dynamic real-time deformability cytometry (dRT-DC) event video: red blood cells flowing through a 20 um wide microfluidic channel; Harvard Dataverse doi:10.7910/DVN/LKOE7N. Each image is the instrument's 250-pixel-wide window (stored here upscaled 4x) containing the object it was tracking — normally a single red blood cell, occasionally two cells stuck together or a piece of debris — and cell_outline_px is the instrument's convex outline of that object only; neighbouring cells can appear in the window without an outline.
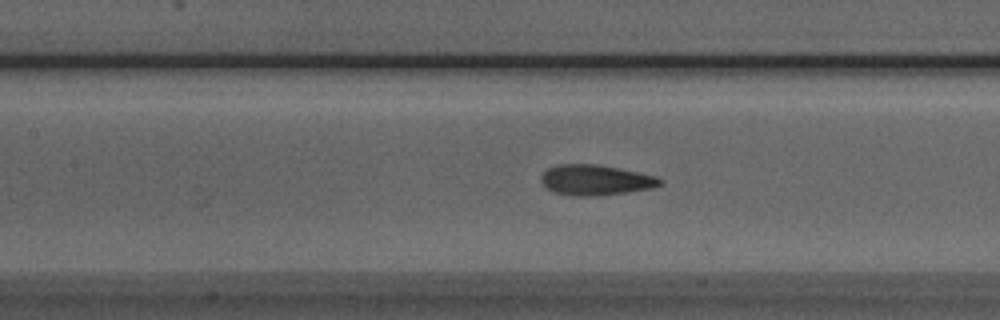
{"species": "Egyptian fruit bat (a non-hibernating species)", "species_latin": "Rousettus aegyptiacus", "temperature_condition": "room temperature", "stored_images_in_passage": 38, "camera_frame_rate_fps": 3000, "um_per_image_px": 0.085, "animal": {"sex": "male"}, "frame": {"image": 1, "passage_image": 9, "time_ms": 2.667, "image_size_px": [1000, 320], "cell_outline_px": [[664, 184], [652, 188], [596, 196], [576, 196], [556, 192], [548, 188], [540, 180], [540, 176], [548, 168], [556, 164], [596, 164], [656, 176], [664, 180]], "centroid_in_image_um": [50.63, 15.3], "position_along_channel_um": 156.8, "area_um2": 20.87}}
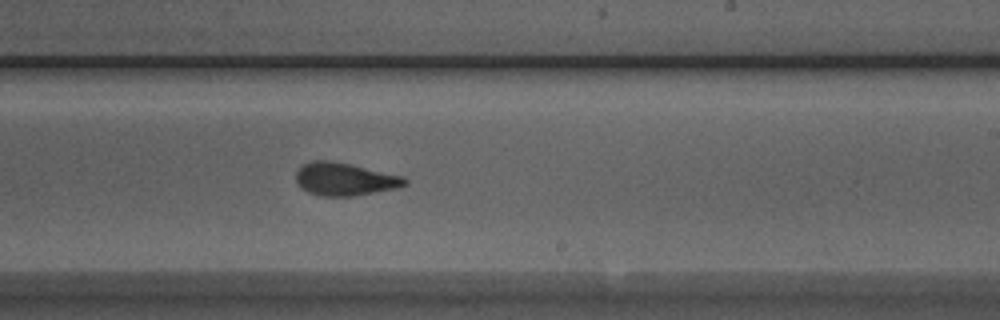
{"frame": {"image": 2, "passage_image": 17, "time_ms": 5.333, "image_size_px": [1000, 320], "cell_outline_px": [[408, 184], [400, 188], [356, 196], [320, 196], [308, 192], [296, 180], [296, 172], [304, 164], [312, 160], [332, 160], [352, 164], [404, 176], [408, 180]], "centroid_in_image_um": [29.38, 15.23], "position_along_channel_um": 259.6, "area_um2": 21.1}}
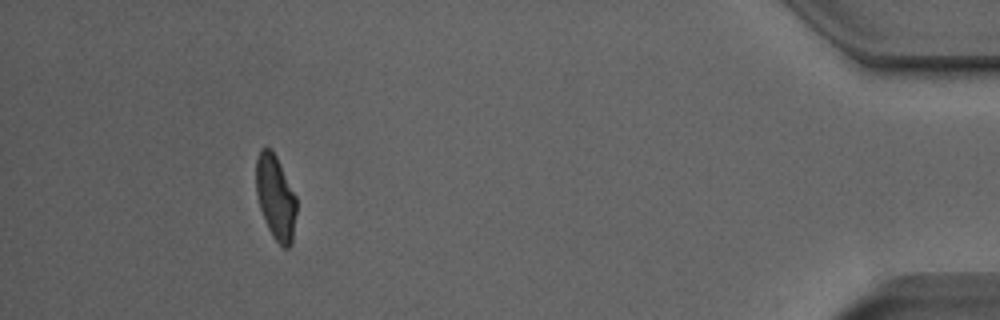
{"frame": {"image": 3, "passage_image": 34, "time_ms": 11.0, "image_size_px": [1000, 320], "cell_outline_px": [[296, 212], [292, 244], [288, 248], [284, 248], [272, 236], [264, 220], [260, 208], [256, 192], [256, 160], [260, 148], [268, 148], [276, 156], [296, 196]], "centroid_in_image_um": [23.42, 16.8], "position_along_channel_um": 411.8, "area_um2": 19.77}, "authors_computed_cell_mechanics": {"area_um2": 20.808, "velocity_mm_per_s": 3.8696, "shape_relaxation_time_tau1_ms": null, "shape_relaxation_time_tau2_ms": 1.3795, "deformation_change_tau1": null, "deformation_change_tau2": 0.0654}}